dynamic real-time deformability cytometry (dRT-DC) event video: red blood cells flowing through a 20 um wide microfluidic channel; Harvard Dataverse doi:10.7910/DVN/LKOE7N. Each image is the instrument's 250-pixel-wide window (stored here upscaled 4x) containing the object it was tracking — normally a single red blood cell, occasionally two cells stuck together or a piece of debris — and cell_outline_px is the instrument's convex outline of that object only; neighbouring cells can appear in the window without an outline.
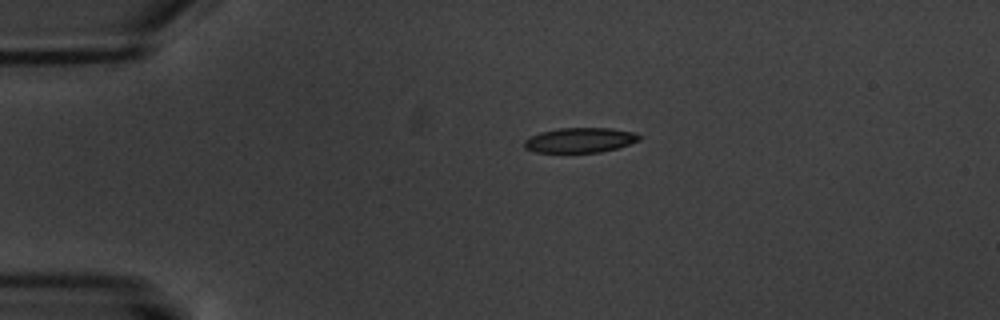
{"species": "common noctule bat (a hibernating species)", "species_latin": "Nyctalus noctula", "temperature_condition": "warm", "stored_images_in_passage": 11, "camera_frame_rate_fps": 3000, "um_per_image_px": 0.085, "animal": {"sex": "male", "body_mass_g": 20.1, "forearm_length_mm": 53.5}, "frame": {"image": 1, "passage_image": 1, "time_ms": 0.0, "image_size_px": [1000, 320], "cell_outline_px": [[640, 140], [616, 148], [600, 152], [536, 152], [524, 148], [524, 140], [540, 132], [560, 128], [612, 128], [636, 132], [640, 136]], "centroid_in_image_um": [49.31, 11.9], "position_along_channel_um": 35.7, "area_um2": 16.59}}
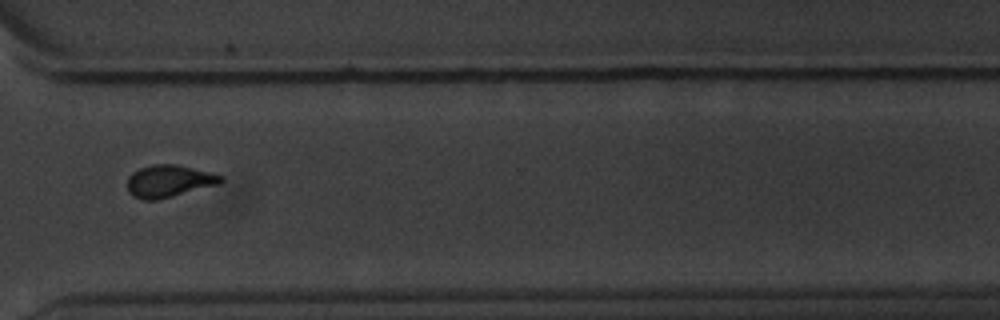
{"frame": {"image": 2, "passage_image": 10, "time_ms": 10.667, "image_size_px": [1000, 320], "cell_outline_px": [[224, 180], [220, 184], [156, 200], [144, 200], [132, 196], [128, 192], [128, 176], [132, 172], [140, 168], [152, 164], [176, 164], [212, 172], [224, 176]], "centroid_in_image_um": [14.38, 15.38], "position_along_channel_um": 356.2, "area_um2": 17.69}, "authors_computed_cell_mechanics": {"area_um2": 17.3978, "velocity_mm_per_s": 3.3896, "shape_relaxation_time_tau1_ms": 2.4276, "shape_relaxation_time_tau2_ms": 0.8328, "deformation_change_tau1": 0.1145, "deformation_change_tau2": 0.0632}}